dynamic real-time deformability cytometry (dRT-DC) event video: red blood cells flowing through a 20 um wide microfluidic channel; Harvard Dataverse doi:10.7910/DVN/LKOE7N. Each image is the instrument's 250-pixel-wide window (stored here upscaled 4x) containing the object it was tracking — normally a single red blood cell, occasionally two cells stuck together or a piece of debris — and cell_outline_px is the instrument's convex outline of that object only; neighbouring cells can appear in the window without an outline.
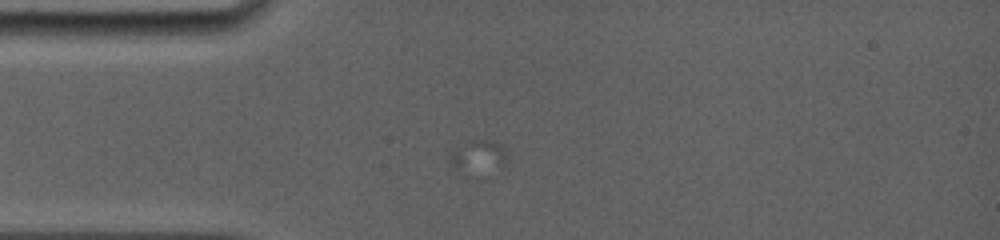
{"species": "common noctule bat (a hibernating species)", "species_latin": "Nyctalus noctula", "temperature_condition": "room temperature", "stored_images_in_passage": 27, "camera_frame_rate_fps": 5000, "um_per_image_px": 0.085, "animal": {"sex": "female", "body_mass_g": 19.0, "forearm_length_mm": 56.7}, "frame": {"image": 1, "passage_image": 1, "time_ms": 0.0, "image_size_px": [1000, 240], "cell_outline_px": [[512, 156], [504, 164], [476, 180], [468, 180], [460, 176], [452, 168], [448, 160], [448, 156], [452, 152], [468, 140], [488, 140], [500, 144]], "centroid_in_image_um": [40.61, 13.48], "position_along_channel_um": 44.4, "area_um2": 12.54}}
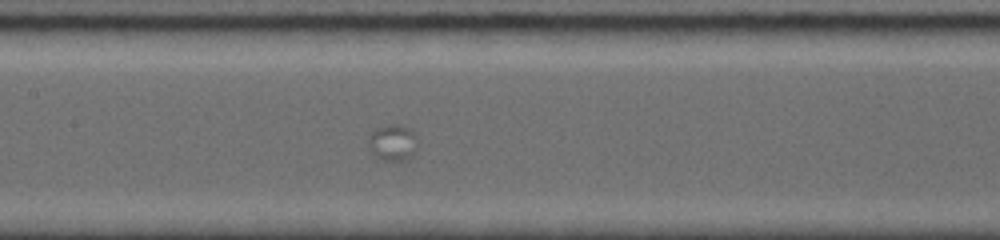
{"frame": {"image": 2, "passage_image": 12, "time_ms": 5.6, "image_size_px": [1000, 240], "cell_outline_px": [[416, 152], [408, 160], [384, 160], [376, 156], [372, 152], [368, 140], [368, 136], [376, 128], [388, 124], [396, 124], [408, 128], [416, 136]], "centroid_in_image_um": [33.39, 12.12], "position_along_channel_um": 174.0, "area_um2": 10.29}}
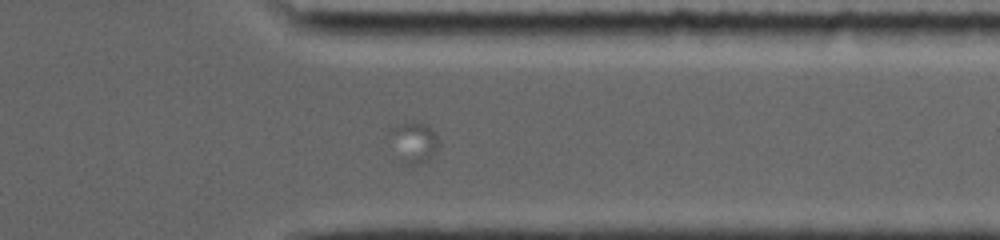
{"frame": {"image": 3, "passage_image": 27, "time_ms": 13.4, "image_size_px": [1000, 240], "cell_outline_px": [[440, 144], [436, 152], [428, 160], [416, 164], [408, 164], [388, 132], [396, 124], [428, 124], [436, 132]], "centroid_in_image_um": [35.3, 12.05], "position_along_channel_um": 376.1, "area_um2": 10.75}}